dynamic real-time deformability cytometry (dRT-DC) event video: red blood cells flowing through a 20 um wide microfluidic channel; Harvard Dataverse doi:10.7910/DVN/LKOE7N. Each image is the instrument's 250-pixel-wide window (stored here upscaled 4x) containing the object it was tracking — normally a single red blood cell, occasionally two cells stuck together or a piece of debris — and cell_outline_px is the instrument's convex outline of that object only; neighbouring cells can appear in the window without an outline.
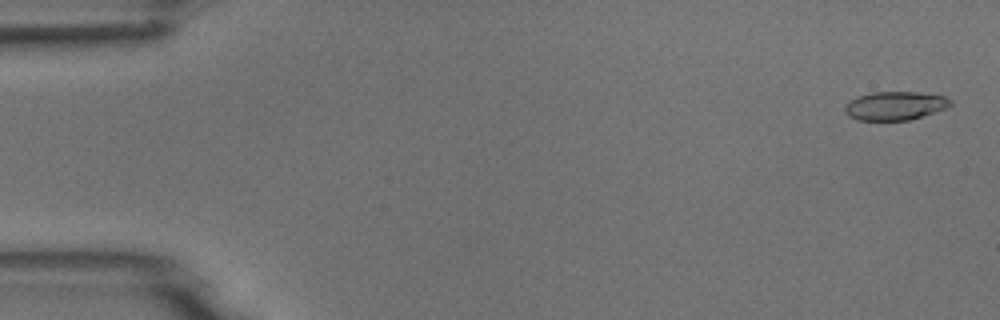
{"species": "common noctule bat (a hibernating species)", "species_latin": "Nyctalus noctula", "temperature_condition": "room temperature", "stored_images_in_passage": 5, "camera_frame_rate_fps": 3000, "um_per_image_px": 0.085, "animal": {"sex": "male", "body_mass_g": 18.8}, "frame": {"image": 1, "passage_image": 1, "time_ms": 0.0, "image_size_px": [1000, 320], "cell_outline_px": [[952, 104], [944, 108], [908, 120], [856, 120], [848, 116], [844, 112], [844, 108], [856, 96], [872, 92], [916, 92], [944, 96], [952, 100]], "centroid_in_image_um": [76.03, 8.98], "position_along_channel_um": 9.0, "area_um2": 17.34}}
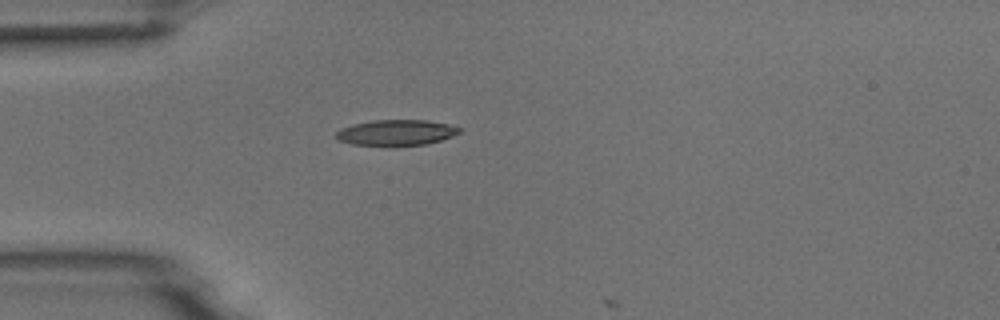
{"frame": {"image": 2, "passage_image": 5, "time_ms": 4.333, "image_size_px": [1000, 320], "cell_outline_px": [[460, 132], [452, 136], [440, 140], [424, 144], [352, 144], [340, 140], [336, 136], [336, 132], [340, 128], [352, 124], [372, 120], [428, 120], [448, 124], [460, 128]], "centroid_in_image_um": [33.67, 11.23], "position_along_channel_um": 51.3, "area_um2": 17.92}}